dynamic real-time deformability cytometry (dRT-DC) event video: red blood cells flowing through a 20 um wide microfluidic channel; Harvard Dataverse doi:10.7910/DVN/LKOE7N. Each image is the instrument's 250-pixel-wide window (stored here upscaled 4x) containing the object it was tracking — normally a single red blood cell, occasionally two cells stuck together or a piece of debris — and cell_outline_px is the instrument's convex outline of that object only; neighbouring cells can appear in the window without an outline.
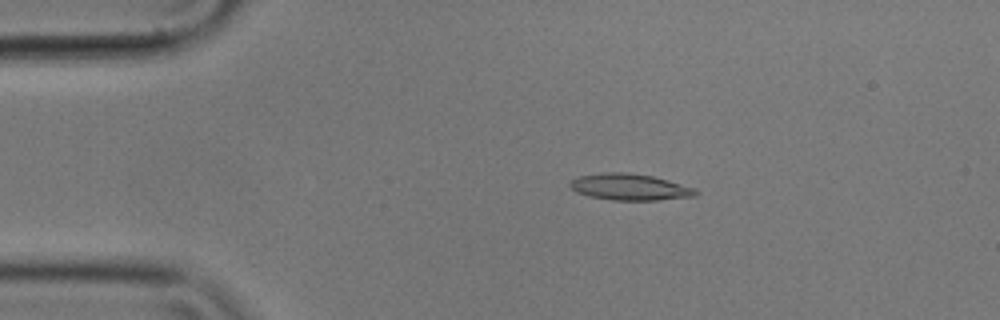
{"species": "common noctule bat (a hibernating species)", "species_latin": "Nyctalus noctula", "temperature_condition": "cold", "stored_images_in_passage": 55, "camera_frame_rate_fps": 3000, "um_per_image_px": 0.085, "animal": {"sex": "male", "body_mass_g": 17.9}, "frame": {"image": 1, "passage_image": 9, "time_ms": 2.667, "image_size_px": [1000, 320], "cell_outline_px": [[700, 192], [696, 196], [656, 200], [612, 200], [588, 196], [576, 192], [568, 184], [572, 180], [580, 176], [600, 172], [624, 172], [652, 176], [668, 180], [696, 188]], "centroid_in_image_um": [53.55, 15.9], "position_along_channel_um": 31.5, "area_um2": 19.42}}
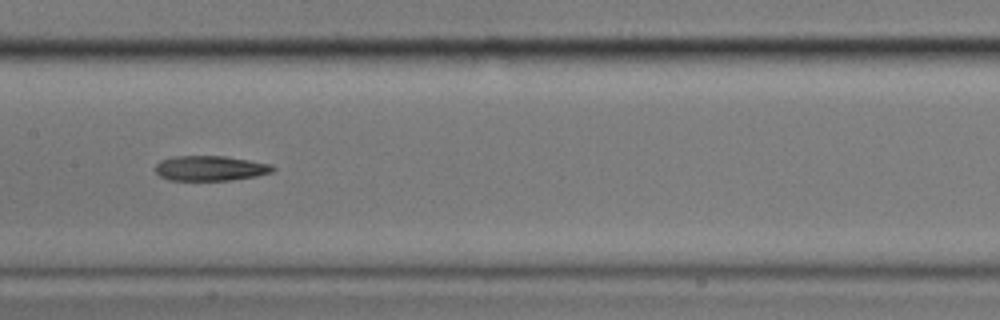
{"frame": {"image": 2, "passage_image": 26, "time_ms": 8.333, "image_size_px": [1000, 320], "cell_outline_px": [[276, 168], [272, 172], [256, 176], [228, 180], [168, 180], [160, 176], [156, 172], [156, 164], [160, 160], [172, 156], [224, 156], [272, 164]], "centroid_in_image_um": [17.86, 14.3], "position_along_channel_um": 189.5, "area_um2": 17.11}}
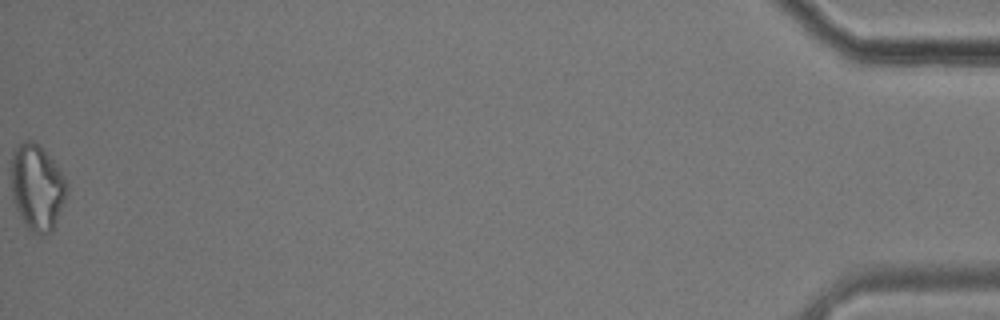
{"frame": {"image": 3, "passage_image": 55, "time_ms": 18.0, "image_size_px": [1000, 320], "cell_outline_px": [[68, 188], [64, 200], [56, 220], [52, 228], [44, 236], [40, 236], [28, 232], [12, 200], [12, 148], [24, 140], [32, 140], [52, 160], [68, 180]], "centroid_in_image_um": [3.13, 15.94], "position_along_channel_um": 432.1, "area_um2": 27.8}}